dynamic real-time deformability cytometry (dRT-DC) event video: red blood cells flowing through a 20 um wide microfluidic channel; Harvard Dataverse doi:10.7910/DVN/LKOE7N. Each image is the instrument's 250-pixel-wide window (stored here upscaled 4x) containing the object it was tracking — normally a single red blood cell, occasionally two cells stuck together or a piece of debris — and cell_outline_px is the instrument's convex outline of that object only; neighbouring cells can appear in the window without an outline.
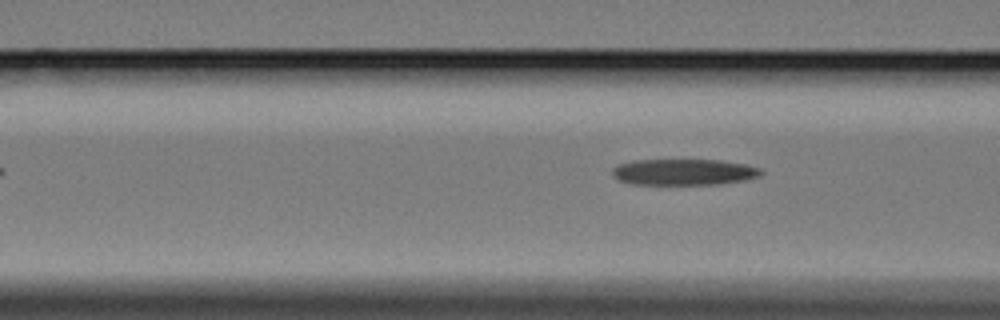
{"species": "Egyptian fruit bat (a non-hibernating species)", "species_latin": "Rousettus aegyptiacus", "temperature_condition": "cold", "stored_images_in_passage": 5, "segment_of_instrument_passage": [2, 2], "camera_frame_rate_fps": 3000, "um_per_image_px": 0.085, "animal": {"sex": "female"}, "frame": {"image": 1, "passage_image": 5, "time_ms": 4.333, "image_size_px": [1000, 320], "cell_outline_px": [[764, 172], [760, 176], [744, 180], [720, 184], [632, 184], [616, 180], [612, 176], [612, 168], [616, 164], [632, 160], [720, 160], [748, 164], [760, 168]], "centroid_in_image_um": [58.1, 14.62], "position_along_channel_um": 108.5, "area_um2": 23.0}}